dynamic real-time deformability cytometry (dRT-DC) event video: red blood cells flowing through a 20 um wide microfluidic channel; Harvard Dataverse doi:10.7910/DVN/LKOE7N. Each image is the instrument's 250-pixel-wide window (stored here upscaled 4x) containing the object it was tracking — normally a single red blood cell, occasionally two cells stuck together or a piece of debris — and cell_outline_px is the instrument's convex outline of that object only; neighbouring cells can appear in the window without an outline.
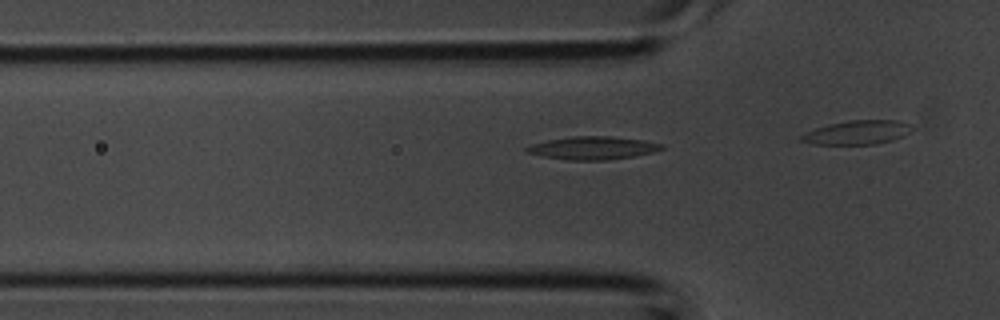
{"species": "common noctule bat (a hibernating species)", "species_latin": "Nyctalus noctula", "temperature_condition": "room temperature", "stored_images_in_passage": 5, "camera_frame_rate_fps": 3000, "um_per_image_px": 0.085, "animal": {"sex": "male", "body_mass_g": 20.1, "forearm_length_mm": 53.5}, "frame": {"image": 1, "passage_image": 4, "time_ms": 1.0, "image_size_px": [1000, 320], "cell_outline_px": [[664, 148], [656, 152], [632, 156], [604, 160], [568, 160], [544, 156], [528, 152], [524, 148], [532, 144], [548, 140], [572, 136], [608, 136], [644, 140], [664, 144]], "centroid_in_image_um": [50.44, 12.57], "position_along_channel_um": 75.4, "area_um2": 17.92}}